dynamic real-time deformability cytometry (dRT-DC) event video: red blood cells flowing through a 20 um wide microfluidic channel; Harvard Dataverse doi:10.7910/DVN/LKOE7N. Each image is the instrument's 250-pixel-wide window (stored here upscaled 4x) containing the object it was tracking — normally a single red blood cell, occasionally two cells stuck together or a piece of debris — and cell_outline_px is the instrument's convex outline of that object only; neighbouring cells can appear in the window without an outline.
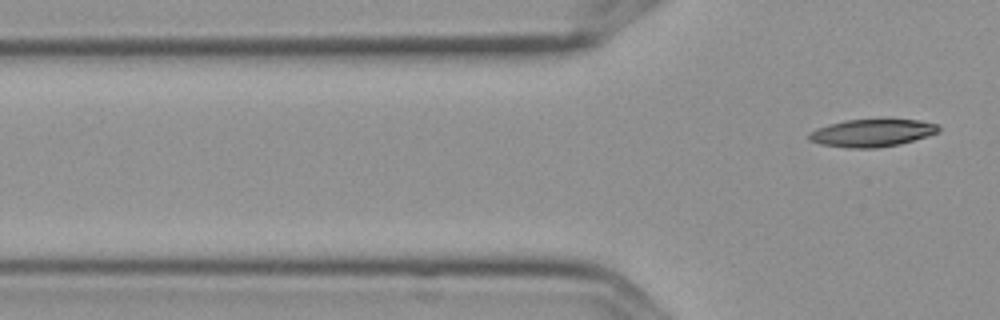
{"species": "Egyptian fruit bat (a non-hibernating species)", "species_latin": "Rousettus aegyptiacus", "temperature_condition": "cold", "stored_images_in_passage": 7, "camera_frame_rate_fps": 3000, "um_per_image_px": 0.085, "frame": {"image": 1, "passage_image": 7, "time_ms": 2.0, "image_size_px": [1000, 320], "cell_outline_px": [[940, 128], [936, 132], [928, 136], [900, 144], [876, 148], [848, 148], [820, 144], [808, 140], [808, 136], [816, 128], [828, 124], [844, 120], [920, 120], [936, 124]], "centroid_in_image_um": [74.09, 11.31], "position_along_channel_um": 51.7, "area_um2": 20.63}}